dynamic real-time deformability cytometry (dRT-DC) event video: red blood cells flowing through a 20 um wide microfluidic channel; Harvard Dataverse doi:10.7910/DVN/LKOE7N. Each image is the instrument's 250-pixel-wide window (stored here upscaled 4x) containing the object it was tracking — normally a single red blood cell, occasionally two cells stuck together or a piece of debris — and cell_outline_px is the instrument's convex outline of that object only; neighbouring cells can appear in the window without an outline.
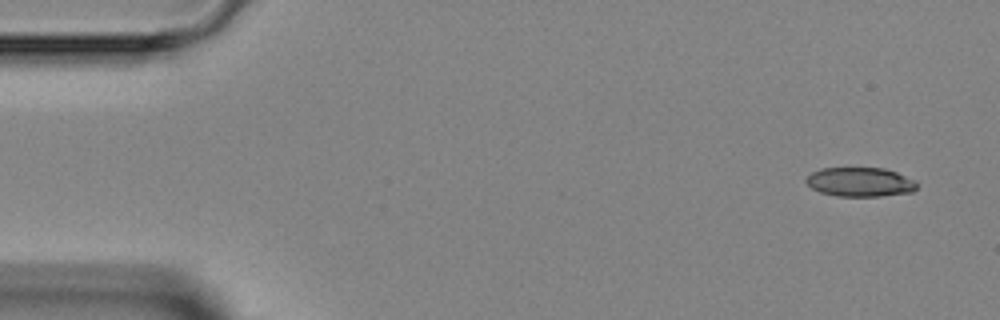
{"species": "Egyptian fruit bat (a non-hibernating species)", "species_latin": "Rousettus aegyptiacus", "temperature_condition": "room temperature", "stored_images_in_passage": 3, "camera_frame_rate_fps": 3000, "um_per_image_px": 0.085, "animal": {"sex": "female"}, "frame": {"image": 1, "passage_image": 1, "time_ms": 0.0, "image_size_px": [1000, 320], "cell_outline_px": [[916, 188], [912, 192], [880, 196], [836, 196], [820, 192], [812, 188], [804, 180], [812, 172], [820, 168], [884, 168], [896, 172], [916, 180]], "centroid_in_image_um": [73.1, 15.47], "position_along_channel_um": 11.9, "area_um2": 18.84}}
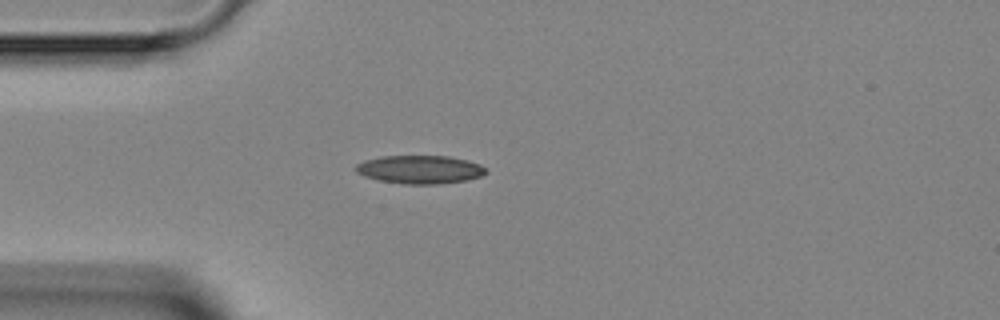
{"frame": {"image": 2, "passage_image": 3, "time_ms": 3.333, "image_size_px": [1000, 320], "cell_outline_px": [[488, 172], [480, 176], [468, 180], [436, 184], [404, 184], [380, 180], [364, 176], [356, 172], [356, 164], [364, 160], [380, 156], [448, 156], [468, 160], [480, 164]], "centroid_in_image_um": [35.69, 14.4], "position_along_channel_um": 49.3, "area_um2": 21.44}}